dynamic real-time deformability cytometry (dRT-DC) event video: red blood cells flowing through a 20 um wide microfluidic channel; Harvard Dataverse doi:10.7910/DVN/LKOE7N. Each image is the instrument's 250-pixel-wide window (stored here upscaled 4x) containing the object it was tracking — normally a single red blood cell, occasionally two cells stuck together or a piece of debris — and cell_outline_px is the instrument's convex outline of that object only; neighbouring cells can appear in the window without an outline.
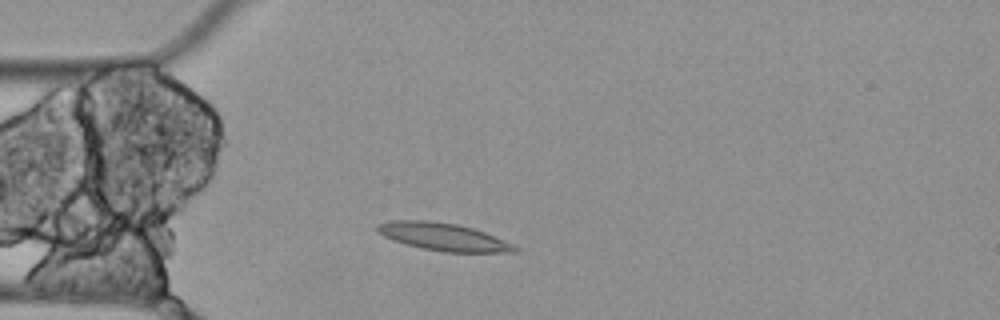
{"species": "Egyptian fruit bat (a non-hibernating species)", "species_latin": "Rousettus aegyptiacus", "temperature_condition": "cold", "stored_images_in_passage": 2, "camera_frame_rate_fps": 3000, "um_per_image_px": 0.085, "animal": {"sex": "female"}, "frame": {"image": 1, "passage_image": 2, "time_ms": 0.333, "image_size_px": [1000, 320], "cell_outline_px": [[520, 252], [444, 252], [424, 248], [392, 240], [376, 232], [376, 224], [392, 220], [428, 220], [456, 224], [472, 228], [484, 232], [512, 244], [520, 248]], "centroid_in_image_um": [37.66, 20.12], "position_along_channel_um": 47.3, "area_um2": 21.96}}